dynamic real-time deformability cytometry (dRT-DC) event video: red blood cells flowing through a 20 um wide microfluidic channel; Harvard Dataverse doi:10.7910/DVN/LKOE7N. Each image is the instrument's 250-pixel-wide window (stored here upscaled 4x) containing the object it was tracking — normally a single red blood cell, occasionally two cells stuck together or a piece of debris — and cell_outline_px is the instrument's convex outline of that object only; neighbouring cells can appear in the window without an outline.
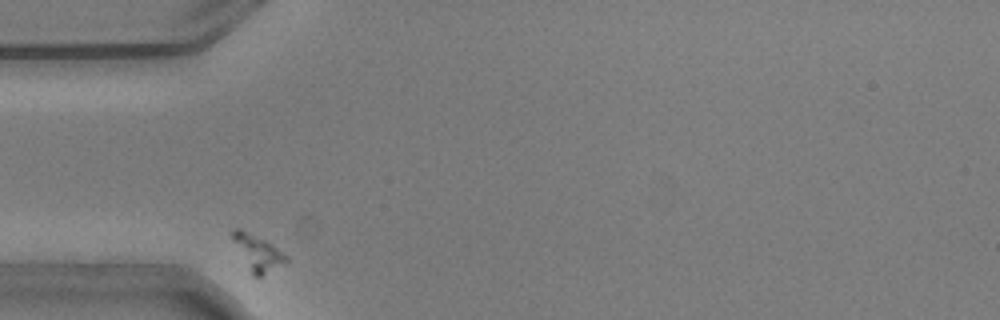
{"species": "common noctule bat (a hibernating species)", "species_latin": "Nyctalus noctula", "temperature_condition": "warm", "stored_images_in_passage": 32, "camera_frame_rate_fps": 3000, "um_per_image_px": 0.085, "animal": {"sex": "male", "body_mass_g": 20.5, "forearm_length_mm": 52.5}, "frame": {"image": 1, "passage_image": 1, "time_ms": 0.0, "image_size_px": [1000, 320], "cell_outline_px": [[288, 260], [260, 276], [252, 276], [232, 240], [232, 232], [236, 228], [240, 228], [272, 244], [288, 256]], "centroid_in_image_um": [21.88, 21.47], "position_along_channel_um": 63.1, "area_um2": 10.75}}
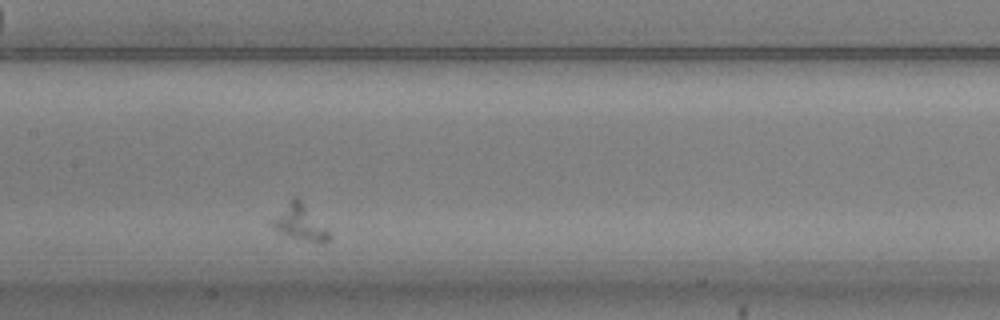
{"frame": {"image": 2, "passage_image": 13, "time_ms": 4.0, "image_size_px": [1000, 320], "cell_outline_px": [[328, 240], [320, 244], [292, 236], [272, 228], [268, 224], [268, 220], [292, 196], [296, 196], [300, 200], [328, 232]], "centroid_in_image_um": [25.36, 18.88], "position_along_channel_um": 182.0, "area_um2": 11.44}}
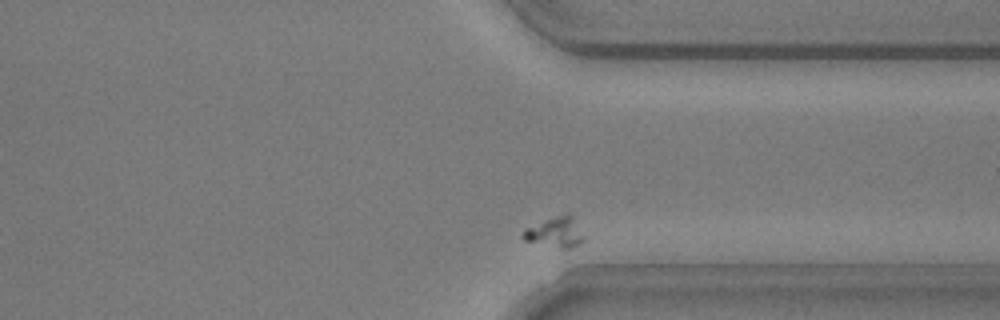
{"frame": {"image": 3, "passage_image": 31, "time_ms": 10.0, "image_size_px": [1000, 320], "cell_outline_px": [[584, 240], [580, 244], [568, 248], [564, 248], [524, 240], [520, 236], [524, 228], [556, 216], [568, 212], [572, 216], [584, 236]], "centroid_in_image_um": [47.19, 19.73], "position_along_channel_um": 364.2, "area_um2": 10.52}}